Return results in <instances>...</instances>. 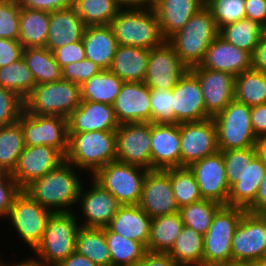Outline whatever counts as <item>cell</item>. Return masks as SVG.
<instances>
[{
    "label": "cell",
    "instance_id": "49",
    "mask_svg": "<svg viewBox=\"0 0 266 266\" xmlns=\"http://www.w3.org/2000/svg\"><path fill=\"white\" fill-rule=\"evenodd\" d=\"M19 19V1L0 0V38L18 40Z\"/></svg>",
    "mask_w": 266,
    "mask_h": 266
},
{
    "label": "cell",
    "instance_id": "42",
    "mask_svg": "<svg viewBox=\"0 0 266 266\" xmlns=\"http://www.w3.org/2000/svg\"><path fill=\"white\" fill-rule=\"evenodd\" d=\"M0 86L25 99L36 86L31 70L25 60H19L0 68Z\"/></svg>",
    "mask_w": 266,
    "mask_h": 266
},
{
    "label": "cell",
    "instance_id": "26",
    "mask_svg": "<svg viewBox=\"0 0 266 266\" xmlns=\"http://www.w3.org/2000/svg\"><path fill=\"white\" fill-rule=\"evenodd\" d=\"M204 6L205 0H154L152 8L158 17L162 34L168 40Z\"/></svg>",
    "mask_w": 266,
    "mask_h": 266
},
{
    "label": "cell",
    "instance_id": "3",
    "mask_svg": "<svg viewBox=\"0 0 266 266\" xmlns=\"http://www.w3.org/2000/svg\"><path fill=\"white\" fill-rule=\"evenodd\" d=\"M218 35V26L209 9L204 6L167 42L190 69L200 65L206 50Z\"/></svg>",
    "mask_w": 266,
    "mask_h": 266
},
{
    "label": "cell",
    "instance_id": "65",
    "mask_svg": "<svg viewBox=\"0 0 266 266\" xmlns=\"http://www.w3.org/2000/svg\"><path fill=\"white\" fill-rule=\"evenodd\" d=\"M256 214L266 223V204L263 205Z\"/></svg>",
    "mask_w": 266,
    "mask_h": 266
},
{
    "label": "cell",
    "instance_id": "47",
    "mask_svg": "<svg viewBox=\"0 0 266 266\" xmlns=\"http://www.w3.org/2000/svg\"><path fill=\"white\" fill-rule=\"evenodd\" d=\"M218 29L246 18L245 0H205Z\"/></svg>",
    "mask_w": 266,
    "mask_h": 266
},
{
    "label": "cell",
    "instance_id": "23",
    "mask_svg": "<svg viewBox=\"0 0 266 266\" xmlns=\"http://www.w3.org/2000/svg\"><path fill=\"white\" fill-rule=\"evenodd\" d=\"M193 68H206L237 76L252 68V55L217 36L205 52L200 65Z\"/></svg>",
    "mask_w": 266,
    "mask_h": 266
},
{
    "label": "cell",
    "instance_id": "18",
    "mask_svg": "<svg viewBox=\"0 0 266 266\" xmlns=\"http://www.w3.org/2000/svg\"><path fill=\"white\" fill-rule=\"evenodd\" d=\"M189 168L195 176L203 199L227 205L230 187L226 179L222 151L194 162Z\"/></svg>",
    "mask_w": 266,
    "mask_h": 266
},
{
    "label": "cell",
    "instance_id": "40",
    "mask_svg": "<svg viewBox=\"0 0 266 266\" xmlns=\"http://www.w3.org/2000/svg\"><path fill=\"white\" fill-rule=\"evenodd\" d=\"M25 147L19 121L0 127V171L12 173Z\"/></svg>",
    "mask_w": 266,
    "mask_h": 266
},
{
    "label": "cell",
    "instance_id": "52",
    "mask_svg": "<svg viewBox=\"0 0 266 266\" xmlns=\"http://www.w3.org/2000/svg\"><path fill=\"white\" fill-rule=\"evenodd\" d=\"M21 192L10 172L0 171V217L8 216L13 199Z\"/></svg>",
    "mask_w": 266,
    "mask_h": 266
},
{
    "label": "cell",
    "instance_id": "13",
    "mask_svg": "<svg viewBox=\"0 0 266 266\" xmlns=\"http://www.w3.org/2000/svg\"><path fill=\"white\" fill-rule=\"evenodd\" d=\"M151 122L125 123L116 130V160L151 170Z\"/></svg>",
    "mask_w": 266,
    "mask_h": 266
},
{
    "label": "cell",
    "instance_id": "60",
    "mask_svg": "<svg viewBox=\"0 0 266 266\" xmlns=\"http://www.w3.org/2000/svg\"><path fill=\"white\" fill-rule=\"evenodd\" d=\"M57 266H97L89 258L74 251L66 259L62 260Z\"/></svg>",
    "mask_w": 266,
    "mask_h": 266
},
{
    "label": "cell",
    "instance_id": "24",
    "mask_svg": "<svg viewBox=\"0 0 266 266\" xmlns=\"http://www.w3.org/2000/svg\"><path fill=\"white\" fill-rule=\"evenodd\" d=\"M92 182V188L89 191H83V187L80 191L78 203L82 208L81 214L85 215V221L80 225L95 228L107 227L121 204L94 179Z\"/></svg>",
    "mask_w": 266,
    "mask_h": 266
},
{
    "label": "cell",
    "instance_id": "15",
    "mask_svg": "<svg viewBox=\"0 0 266 266\" xmlns=\"http://www.w3.org/2000/svg\"><path fill=\"white\" fill-rule=\"evenodd\" d=\"M188 70L174 48L166 41L163 45L150 49L143 82L150 89L172 90Z\"/></svg>",
    "mask_w": 266,
    "mask_h": 266
},
{
    "label": "cell",
    "instance_id": "35",
    "mask_svg": "<svg viewBox=\"0 0 266 266\" xmlns=\"http://www.w3.org/2000/svg\"><path fill=\"white\" fill-rule=\"evenodd\" d=\"M124 81L110 70H102L80 85L81 100L113 105Z\"/></svg>",
    "mask_w": 266,
    "mask_h": 266
},
{
    "label": "cell",
    "instance_id": "41",
    "mask_svg": "<svg viewBox=\"0 0 266 266\" xmlns=\"http://www.w3.org/2000/svg\"><path fill=\"white\" fill-rule=\"evenodd\" d=\"M104 231L112 266H134L147 252L146 247L138 241L114 233L108 227H104Z\"/></svg>",
    "mask_w": 266,
    "mask_h": 266
},
{
    "label": "cell",
    "instance_id": "25",
    "mask_svg": "<svg viewBox=\"0 0 266 266\" xmlns=\"http://www.w3.org/2000/svg\"><path fill=\"white\" fill-rule=\"evenodd\" d=\"M151 170L181 167L179 124L151 122Z\"/></svg>",
    "mask_w": 266,
    "mask_h": 266
},
{
    "label": "cell",
    "instance_id": "53",
    "mask_svg": "<svg viewBox=\"0 0 266 266\" xmlns=\"http://www.w3.org/2000/svg\"><path fill=\"white\" fill-rule=\"evenodd\" d=\"M53 54L61 68L86 58L82 40L59 47L53 51Z\"/></svg>",
    "mask_w": 266,
    "mask_h": 266
},
{
    "label": "cell",
    "instance_id": "7",
    "mask_svg": "<svg viewBox=\"0 0 266 266\" xmlns=\"http://www.w3.org/2000/svg\"><path fill=\"white\" fill-rule=\"evenodd\" d=\"M73 212L52 213L41 242L33 250L46 265L57 266L75 251L79 228Z\"/></svg>",
    "mask_w": 266,
    "mask_h": 266
},
{
    "label": "cell",
    "instance_id": "63",
    "mask_svg": "<svg viewBox=\"0 0 266 266\" xmlns=\"http://www.w3.org/2000/svg\"><path fill=\"white\" fill-rule=\"evenodd\" d=\"M6 266H9L7 264H5ZM10 266H49V265H46L43 261H41L40 259H26V260H23L21 262H17V263H14L13 265L11 264Z\"/></svg>",
    "mask_w": 266,
    "mask_h": 266
},
{
    "label": "cell",
    "instance_id": "14",
    "mask_svg": "<svg viewBox=\"0 0 266 266\" xmlns=\"http://www.w3.org/2000/svg\"><path fill=\"white\" fill-rule=\"evenodd\" d=\"M232 262L252 263L266 256V223L256 214L246 211L235 229Z\"/></svg>",
    "mask_w": 266,
    "mask_h": 266
},
{
    "label": "cell",
    "instance_id": "19",
    "mask_svg": "<svg viewBox=\"0 0 266 266\" xmlns=\"http://www.w3.org/2000/svg\"><path fill=\"white\" fill-rule=\"evenodd\" d=\"M175 124L211 118L205 109L198 78L188 70L172 89Z\"/></svg>",
    "mask_w": 266,
    "mask_h": 266
},
{
    "label": "cell",
    "instance_id": "17",
    "mask_svg": "<svg viewBox=\"0 0 266 266\" xmlns=\"http://www.w3.org/2000/svg\"><path fill=\"white\" fill-rule=\"evenodd\" d=\"M64 161L65 156L54 147L25 145L11 175L18 187L23 190L31 182L43 177Z\"/></svg>",
    "mask_w": 266,
    "mask_h": 266
},
{
    "label": "cell",
    "instance_id": "45",
    "mask_svg": "<svg viewBox=\"0 0 266 266\" xmlns=\"http://www.w3.org/2000/svg\"><path fill=\"white\" fill-rule=\"evenodd\" d=\"M170 181L179 209L203 199L195 176L189 167L170 168Z\"/></svg>",
    "mask_w": 266,
    "mask_h": 266
},
{
    "label": "cell",
    "instance_id": "1",
    "mask_svg": "<svg viewBox=\"0 0 266 266\" xmlns=\"http://www.w3.org/2000/svg\"><path fill=\"white\" fill-rule=\"evenodd\" d=\"M74 168L65 160L43 177L31 182L23 191L53 213L72 212L70 207L78 204L83 186Z\"/></svg>",
    "mask_w": 266,
    "mask_h": 266
},
{
    "label": "cell",
    "instance_id": "34",
    "mask_svg": "<svg viewBox=\"0 0 266 266\" xmlns=\"http://www.w3.org/2000/svg\"><path fill=\"white\" fill-rule=\"evenodd\" d=\"M183 227L179 212L152 218L147 251L168 253Z\"/></svg>",
    "mask_w": 266,
    "mask_h": 266
},
{
    "label": "cell",
    "instance_id": "38",
    "mask_svg": "<svg viewBox=\"0 0 266 266\" xmlns=\"http://www.w3.org/2000/svg\"><path fill=\"white\" fill-rule=\"evenodd\" d=\"M234 99L249 107L266 103V73L251 68L237 75Z\"/></svg>",
    "mask_w": 266,
    "mask_h": 266
},
{
    "label": "cell",
    "instance_id": "11",
    "mask_svg": "<svg viewBox=\"0 0 266 266\" xmlns=\"http://www.w3.org/2000/svg\"><path fill=\"white\" fill-rule=\"evenodd\" d=\"M18 121L21 123L25 145L50 146L64 156L67 155L69 137L66 118L30 114L23 109Z\"/></svg>",
    "mask_w": 266,
    "mask_h": 266
},
{
    "label": "cell",
    "instance_id": "32",
    "mask_svg": "<svg viewBox=\"0 0 266 266\" xmlns=\"http://www.w3.org/2000/svg\"><path fill=\"white\" fill-rule=\"evenodd\" d=\"M50 12L20 7L19 38L23 48L45 47Z\"/></svg>",
    "mask_w": 266,
    "mask_h": 266
},
{
    "label": "cell",
    "instance_id": "66",
    "mask_svg": "<svg viewBox=\"0 0 266 266\" xmlns=\"http://www.w3.org/2000/svg\"><path fill=\"white\" fill-rule=\"evenodd\" d=\"M252 265L253 266H266V256L262 257L259 260L252 262Z\"/></svg>",
    "mask_w": 266,
    "mask_h": 266
},
{
    "label": "cell",
    "instance_id": "44",
    "mask_svg": "<svg viewBox=\"0 0 266 266\" xmlns=\"http://www.w3.org/2000/svg\"><path fill=\"white\" fill-rule=\"evenodd\" d=\"M222 205L218 202L202 199L179 209L184 226L194 229L203 236L211 226L216 211Z\"/></svg>",
    "mask_w": 266,
    "mask_h": 266
},
{
    "label": "cell",
    "instance_id": "31",
    "mask_svg": "<svg viewBox=\"0 0 266 266\" xmlns=\"http://www.w3.org/2000/svg\"><path fill=\"white\" fill-rule=\"evenodd\" d=\"M265 171L266 162L257 155L245 166L240 181L230 188L227 205L247 209L255 201Z\"/></svg>",
    "mask_w": 266,
    "mask_h": 266
},
{
    "label": "cell",
    "instance_id": "56",
    "mask_svg": "<svg viewBox=\"0 0 266 266\" xmlns=\"http://www.w3.org/2000/svg\"><path fill=\"white\" fill-rule=\"evenodd\" d=\"M246 18L266 25V0H245Z\"/></svg>",
    "mask_w": 266,
    "mask_h": 266
},
{
    "label": "cell",
    "instance_id": "30",
    "mask_svg": "<svg viewBox=\"0 0 266 266\" xmlns=\"http://www.w3.org/2000/svg\"><path fill=\"white\" fill-rule=\"evenodd\" d=\"M150 50L118 45L109 70L124 82H143Z\"/></svg>",
    "mask_w": 266,
    "mask_h": 266
},
{
    "label": "cell",
    "instance_id": "33",
    "mask_svg": "<svg viewBox=\"0 0 266 266\" xmlns=\"http://www.w3.org/2000/svg\"><path fill=\"white\" fill-rule=\"evenodd\" d=\"M75 251L89 258L97 266H112L104 227L81 226L76 236Z\"/></svg>",
    "mask_w": 266,
    "mask_h": 266
},
{
    "label": "cell",
    "instance_id": "9",
    "mask_svg": "<svg viewBox=\"0 0 266 266\" xmlns=\"http://www.w3.org/2000/svg\"><path fill=\"white\" fill-rule=\"evenodd\" d=\"M213 120L219 151L256 147L258 138L253 132L250 107L246 104L233 99Z\"/></svg>",
    "mask_w": 266,
    "mask_h": 266
},
{
    "label": "cell",
    "instance_id": "5",
    "mask_svg": "<svg viewBox=\"0 0 266 266\" xmlns=\"http://www.w3.org/2000/svg\"><path fill=\"white\" fill-rule=\"evenodd\" d=\"M246 211L228 205L216 211L203 239V266H223L232 262L233 235Z\"/></svg>",
    "mask_w": 266,
    "mask_h": 266
},
{
    "label": "cell",
    "instance_id": "4",
    "mask_svg": "<svg viewBox=\"0 0 266 266\" xmlns=\"http://www.w3.org/2000/svg\"><path fill=\"white\" fill-rule=\"evenodd\" d=\"M68 152L65 160L76 167L91 172L116 160V131H92L68 134Z\"/></svg>",
    "mask_w": 266,
    "mask_h": 266
},
{
    "label": "cell",
    "instance_id": "59",
    "mask_svg": "<svg viewBox=\"0 0 266 266\" xmlns=\"http://www.w3.org/2000/svg\"><path fill=\"white\" fill-rule=\"evenodd\" d=\"M252 68L266 73V37L264 35L252 54Z\"/></svg>",
    "mask_w": 266,
    "mask_h": 266
},
{
    "label": "cell",
    "instance_id": "64",
    "mask_svg": "<svg viewBox=\"0 0 266 266\" xmlns=\"http://www.w3.org/2000/svg\"><path fill=\"white\" fill-rule=\"evenodd\" d=\"M258 155L266 162V137H260L257 141Z\"/></svg>",
    "mask_w": 266,
    "mask_h": 266
},
{
    "label": "cell",
    "instance_id": "16",
    "mask_svg": "<svg viewBox=\"0 0 266 266\" xmlns=\"http://www.w3.org/2000/svg\"><path fill=\"white\" fill-rule=\"evenodd\" d=\"M151 218L179 212L170 181V168L148 170L138 204Z\"/></svg>",
    "mask_w": 266,
    "mask_h": 266
},
{
    "label": "cell",
    "instance_id": "62",
    "mask_svg": "<svg viewBox=\"0 0 266 266\" xmlns=\"http://www.w3.org/2000/svg\"><path fill=\"white\" fill-rule=\"evenodd\" d=\"M114 1L120 7V9L151 8L153 7L154 4V0H114Z\"/></svg>",
    "mask_w": 266,
    "mask_h": 266
},
{
    "label": "cell",
    "instance_id": "21",
    "mask_svg": "<svg viewBox=\"0 0 266 266\" xmlns=\"http://www.w3.org/2000/svg\"><path fill=\"white\" fill-rule=\"evenodd\" d=\"M113 109L120 125L151 122L150 88L144 82H124Z\"/></svg>",
    "mask_w": 266,
    "mask_h": 266
},
{
    "label": "cell",
    "instance_id": "68",
    "mask_svg": "<svg viewBox=\"0 0 266 266\" xmlns=\"http://www.w3.org/2000/svg\"><path fill=\"white\" fill-rule=\"evenodd\" d=\"M263 34L266 37V25L263 27Z\"/></svg>",
    "mask_w": 266,
    "mask_h": 266
},
{
    "label": "cell",
    "instance_id": "57",
    "mask_svg": "<svg viewBox=\"0 0 266 266\" xmlns=\"http://www.w3.org/2000/svg\"><path fill=\"white\" fill-rule=\"evenodd\" d=\"M250 115L256 137H266V103L250 107Z\"/></svg>",
    "mask_w": 266,
    "mask_h": 266
},
{
    "label": "cell",
    "instance_id": "12",
    "mask_svg": "<svg viewBox=\"0 0 266 266\" xmlns=\"http://www.w3.org/2000/svg\"><path fill=\"white\" fill-rule=\"evenodd\" d=\"M181 167H189L219 151L217 128L213 118L179 123Z\"/></svg>",
    "mask_w": 266,
    "mask_h": 266
},
{
    "label": "cell",
    "instance_id": "48",
    "mask_svg": "<svg viewBox=\"0 0 266 266\" xmlns=\"http://www.w3.org/2000/svg\"><path fill=\"white\" fill-rule=\"evenodd\" d=\"M150 98L151 122L157 124H175L172 90L150 89Z\"/></svg>",
    "mask_w": 266,
    "mask_h": 266
},
{
    "label": "cell",
    "instance_id": "61",
    "mask_svg": "<svg viewBox=\"0 0 266 266\" xmlns=\"http://www.w3.org/2000/svg\"><path fill=\"white\" fill-rule=\"evenodd\" d=\"M266 204V171L262 182L259 185V190L255 201L246 209L248 212L256 213L263 205Z\"/></svg>",
    "mask_w": 266,
    "mask_h": 266
},
{
    "label": "cell",
    "instance_id": "54",
    "mask_svg": "<svg viewBox=\"0 0 266 266\" xmlns=\"http://www.w3.org/2000/svg\"><path fill=\"white\" fill-rule=\"evenodd\" d=\"M23 46L18 40L0 38V68L22 57Z\"/></svg>",
    "mask_w": 266,
    "mask_h": 266
},
{
    "label": "cell",
    "instance_id": "2",
    "mask_svg": "<svg viewBox=\"0 0 266 266\" xmlns=\"http://www.w3.org/2000/svg\"><path fill=\"white\" fill-rule=\"evenodd\" d=\"M118 45L153 49L164 38L154 9H121L109 24Z\"/></svg>",
    "mask_w": 266,
    "mask_h": 266
},
{
    "label": "cell",
    "instance_id": "37",
    "mask_svg": "<svg viewBox=\"0 0 266 266\" xmlns=\"http://www.w3.org/2000/svg\"><path fill=\"white\" fill-rule=\"evenodd\" d=\"M203 239L202 234L184 226L168 254L179 266H203Z\"/></svg>",
    "mask_w": 266,
    "mask_h": 266
},
{
    "label": "cell",
    "instance_id": "58",
    "mask_svg": "<svg viewBox=\"0 0 266 266\" xmlns=\"http://www.w3.org/2000/svg\"><path fill=\"white\" fill-rule=\"evenodd\" d=\"M134 266H179L168 253L149 252Z\"/></svg>",
    "mask_w": 266,
    "mask_h": 266
},
{
    "label": "cell",
    "instance_id": "22",
    "mask_svg": "<svg viewBox=\"0 0 266 266\" xmlns=\"http://www.w3.org/2000/svg\"><path fill=\"white\" fill-rule=\"evenodd\" d=\"M120 126L113 105L82 100L67 118L68 134L116 131Z\"/></svg>",
    "mask_w": 266,
    "mask_h": 266
},
{
    "label": "cell",
    "instance_id": "50",
    "mask_svg": "<svg viewBox=\"0 0 266 266\" xmlns=\"http://www.w3.org/2000/svg\"><path fill=\"white\" fill-rule=\"evenodd\" d=\"M23 109L24 100L0 86V127L17 122Z\"/></svg>",
    "mask_w": 266,
    "mask_h": 266
},
{
    "label": "cell",
    "instance_id": "28",
    "mask_svg": "<svg viewBox=\"0 0 266 266\" xmlns=\"http://www.w3.org/2000/svg\"><path fill=\"white\" fill-rule=\"evenodd\" d=\"M151 223L152 218L139 205H121L107 227L112 232L138 241L147 248Z\"/></svg>",
    "mask_w": 266,
    "mask_h": 266
},
{
    "label": "cell",
    "instance_id": "67",
    "mask_svg": "<svg viewBox=\"0 0 266 266\" xmlns=\"http://www.w3.org/2000/svg\"><path fill=\"white\" fill-rule=\"evenodd\" d=\"M223 266H253V265H252V263L231 262L230 264H226Z\"/></svg>",
    "mask_w": 266,
    "mask_h": 266
},
{
    "label": "cell",
    "instance_id": "20",
    "mask_svg": "<svg viewBox=\"0 0 266 266\" xmlns=\"http://www.w3.org/2000/svg\"><path fill=\"white\" fill-rule=\"evenodd\" d=\"M189 70L198 78L206 113L213 118L234 99L235 76L206 68Z\"/></svg>",
    "mask_w": 266,
    "mask_h": 266
},
{
    "label": "cell",
    "instance_id": "55",
    "mask_svg": "<svg viewBox=\"0 0 266 266\" xmlns=\"http://www.w3.org/2000/svg\"><path fill=\"white\" fill-rule=\"evenodd\" d=\"M20 7L54 12L73 7L74 0H18Z\"/></svg>",
    "mask_w": 266,
    "mask_h": 266
},
{
    "label": "cell",
    "instance_id": "36",
    "mask_svg": "<svg viewBox=\"0 0 266 266\" xmlns=\"http://www.w3.org/2000/svg\"><path fill=\"white\" fill-rule=\"evenodd\" d=\"M22 57L31 70L36 85L63 79L62 68L53 52L46 47L23 48Z\"/></svg>",
    "mask_w": 266,
    "mask_h": 266
},
{
    "label": "cell",
    "instance_id": "8",
    "mask_svg": "<svg viewBox=\"0 0 266 266\" xmlns=\"http://www.w3.org/2000/svg\"><path fill=\"white\" fill-rule=\"evenodd\" d=\"M147 172L143 167L114 160L99 168L92 179L110 192L121 205H138Z\"/></svg>",
    "mask_w": 266,
    "mask_h": 266
},
{
    "label": "cell",
    "instance_id": "46",
    "mask_svg": "<svg viewBox=\"0 0 266 266\" xmlns=\"http://www.w3.org/2000/svg\"><path fill=\"white\" fill-rule=\"evenodd\" d=\"M226 179L231 188L236 182L240 181L244 168L251 164V161L258 155L257 147L244 149H230L222 151Z\"/></svg>",
    "mask_w": 266,
    "mask_h": 266
},
{
    "label": "cell",
    "instance_id": "51",
    "mask_svg": "<svg viewBox=\"0 0 266 266\" xmlns=\"http://www.w3.org/2000/svg\"><path fill=\"white\" fill-rule=\"evenodd\" d=\"M102 69L93 61L84 59L79 62L70 63L62 68V78L81 85L92 76L98 74Z\"/></svg>",
    "mask_w": 266,
    "mask_h": 266
},
{
    "label": "cell",
    "instance_id": "39",
    "mask_svg": "<svg viewBox=\"0 0 266 266\" xmlns=\"http://www.w3.org/2000/svg\"><path fill=\"white\" fill-rule=\"evenodd\" d=\"M263 35V26L248 18L230 23L219 29V36L251 55Z\"/></svg>",
    "mask_w": 266,
    "mask_h": 266
},
{
    "label": "cell",
    "instance_id": "10",
    "mask_svg": "<svg viewBox=\"0 0 266 266\" xmlns=\"http://www.w3.org/2000/svg\"><path fill=\"white\" fill-rule=\"evenodd\" d=\"M53 212L32 200L23 190L13 199L8 216L17 236L31 249L41 242L49 217Z\"/></svg>",
    "mask_w": 266,
    "mask_h": 266
},
{
    "label": "cell",
    "instance_id": "6",
    "mask_svg": "<svg viewBox=\"0 0 266 266\" xmlns=\"http://www.w3.org/2000/svg\"><path fill=\"white\" fill-rule=\"evenodd\" d=\"M80 85L61 79L38 84L24 99V110L30 114L68 116L81 103Z\"/></svg>",
    "mask_w": 266,
    "mask_h": 266
},
{
    "label": "cell",
    "instance_id": "27",
    "mask_svg": "<svg viewBox=\"0 0 266 266\" xmlns=\"http://www.w3.org/2000/svg\"><path fill=\"white\" fill-rule=\"evenodd\" d=\"M86 25L73 7L50 12L46 48L53 52L66 44L83 39Z\"/></svg>",
    "mask_w": 266,
    "mask_h": 266
},
{
    "label": "cell",
    "instance_id": "29",
    "mask_svg": "<svg viewBox=\"0 0 266 266\" xmlns=\"http://www.w3.org/2000/svg\"><path fill=\"white\" fill-rule=\"evenodd\" d=\"M82 42L86 59L109 70L118 46L110 25L86 26Z\"/></svg>",
    "mask_w": 266,
    "mask_h": 266
},
{
    "label": "cell",
    "instance_id": "43",
    "mask_svg": "<svg viewBox=\"0 0 266 266\" xmlns=\"http://www.w3.org/2000/svg\"><path fill=\"white\" fill-rule=\"evenodd\" d=\"M73 8L86 26L109 25L121 10L114 0H74Z\"/></svg>",
    "mask_w": 266,
    "mask_h": 266
}]
</instances>
